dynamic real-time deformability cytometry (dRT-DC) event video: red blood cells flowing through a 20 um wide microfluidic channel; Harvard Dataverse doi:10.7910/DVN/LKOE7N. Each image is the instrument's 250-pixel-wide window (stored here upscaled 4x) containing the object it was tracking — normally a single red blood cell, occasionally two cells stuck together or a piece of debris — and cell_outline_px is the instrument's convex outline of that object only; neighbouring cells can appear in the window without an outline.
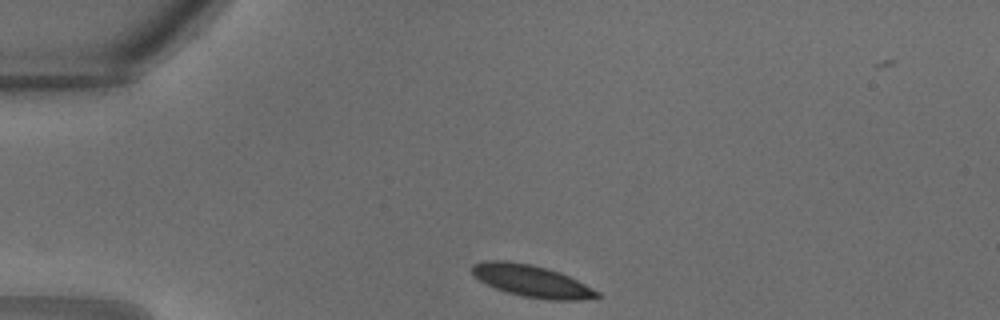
{"species": "common noctule bat (a hibernating species)", "species_latin": "Nyctalus noctula", "temperature_condition": "warm", "stored_images_in_passage": 26, "camera_frame_rate_fps": 3000, "um_per_image_px": 0.085, "animal": {"sex": "male", "body_mass_g": 18.8}, "frame": {"image": 1, "passage_image": 1, "time_ms": 0.0, "image_size_px": [1000, 320], "cell_outline_px": [[600, 296], [580, 300], [548, 300], [524, 296], [508, 292], [496, 288], [472, 276], [472, 264], [484, 260], [508, 260], [532, 264], [560, 272], [600, 292]], "centroid_in_image_um": [45.16, 23.86], "position_along_channel_um": 39.8, "area_um2": 23.18}}
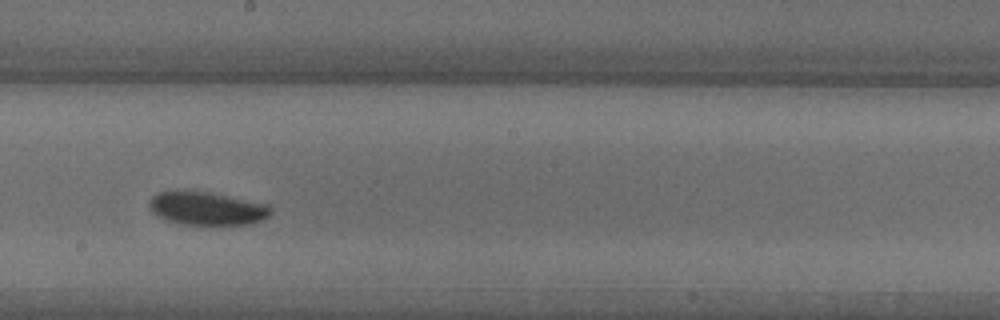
{"frame": {"image": 2, "passage_image": 12, "time_ms": 3.667, "image_size_px": [1000, 320], "cell_outline_px": [[272, 212], [264, 220], [248, 224], [220, 228], [208, 228], [180, 224], [156, 216], [152, 212], [148, 204], [148, 200], [152, 196], [160, 192], [208, 192], [268, 204], [272, 208]], "centroid_in_image_um": [17.63, 17.8], "position_along_channel_um": 230.6, "area_um2": 24.39}}
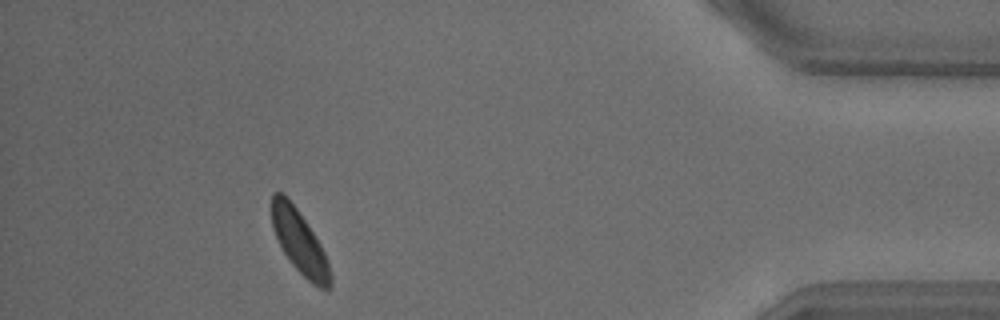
{"frame": {"image": 3, "passage_image": 23, "time_ms": 7.333, "image_size_px": [1000, 320], "cell_outline_px": [[332, 288], [320, 288], [312, 284], [292, 264], [284, 252], [276, 236], [272, 224], [272, 192], [280, 192], [296, 208], [320, 244], [324, 252], [332, 272]], "centroid_in_image_um": [25.49, 20.63], "position_along_channel_um": 409.7, "area_um2": 21.04}}